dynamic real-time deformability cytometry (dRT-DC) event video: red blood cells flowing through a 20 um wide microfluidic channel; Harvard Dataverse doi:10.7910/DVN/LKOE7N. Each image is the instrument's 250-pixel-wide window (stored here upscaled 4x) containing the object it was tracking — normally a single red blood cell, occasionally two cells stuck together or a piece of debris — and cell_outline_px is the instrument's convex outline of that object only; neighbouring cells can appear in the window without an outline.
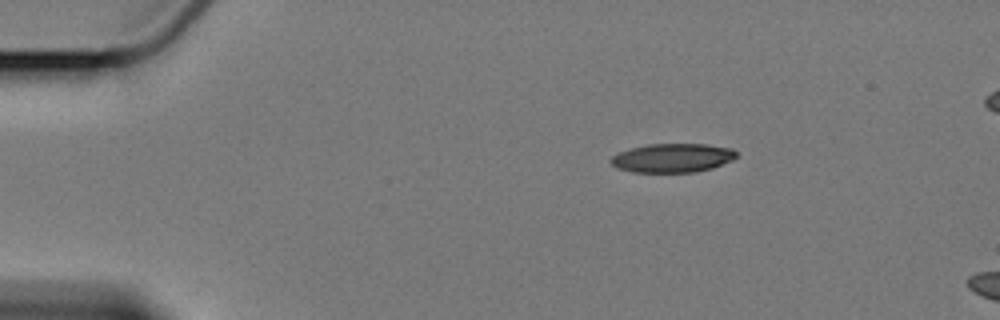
{"species": "Egyptian fruit bat (a non-hibernating species)", "species_latin": "Rousettus aegyptiacus", "temperature_condition": "cold", "stored_images_in_passage": 3, "camera_frame_rate_fps": 3000, "um_per_image_px": 0.085, "animal": {"sex": "female"}, "frame": {"image": 1, "passage_image": 1, "time_ms": 0.0, "image_size_px": [1000, 320], "cell_outline_px": [[736, 156], [732, 160], [712, 168], [696, 172], [632, 172], [616, 168], [612, 164], [612, 156], [620, 152], [632, 148], [648, 144], [704, 144], [732, 148], [736, 152]], "centroid_in_image_um": [57.17, 13.43], "position_along_channel_um": 27.8, "area_um2": 20.98}}